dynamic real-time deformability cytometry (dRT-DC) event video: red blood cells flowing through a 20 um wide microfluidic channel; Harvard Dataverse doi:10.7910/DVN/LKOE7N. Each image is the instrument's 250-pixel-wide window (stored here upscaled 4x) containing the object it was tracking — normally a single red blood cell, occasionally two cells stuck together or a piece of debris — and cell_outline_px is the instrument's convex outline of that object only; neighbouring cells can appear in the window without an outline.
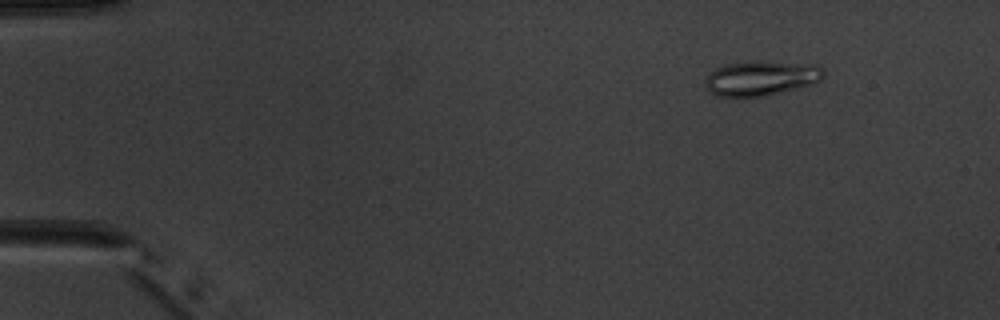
{"species": "common noctule bat (a hibernating species)", "species_latin": "Nyctalus noctula", "temperature_condition": "warm", "stored_images_in_passage": 5, "camera_frame_rate_fps": 3000, "um_per_image_px": 0.085, "animal": {"sex": "male", "body_mass_g": 20.1, "forearm_length_mm": 53.5}, "frame": {"image": 1, "passage_image": 2, "time_ms": 1.0, "image_size_px": [1000, 320], "cell_outline_px": [[824, 76], [820, 80], [812, 84], [764, 96], [716, 96], [704, 84], [704, 80], [708, 72], [724, 64], [752, 60], [764, 60], [816, 64], [824, 72]], "centroid_in_image_um": [64.67, 6.6], "position_along_channel_um": 20.3, "area_um2": 24.28}}